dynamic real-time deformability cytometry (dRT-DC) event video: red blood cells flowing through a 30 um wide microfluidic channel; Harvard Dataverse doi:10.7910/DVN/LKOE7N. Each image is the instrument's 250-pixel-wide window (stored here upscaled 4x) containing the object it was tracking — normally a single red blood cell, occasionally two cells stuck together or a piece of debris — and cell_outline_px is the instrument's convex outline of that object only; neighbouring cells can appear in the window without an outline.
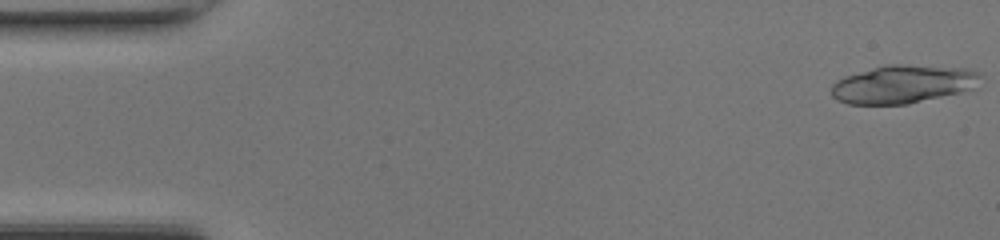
{"species": "common noctule bat (a hibernating species)", "species_latin": "Nyctalus noctula", "temperature_condition": "room temperature", "stored_images_in_passage": 16, "camera_frame_rate_fps": 3000, "um_per_image_px": 0.085, "animal": {"sex": "female", "body_mass_g": 17.0, "forearm_length_mm": 48.0}, "frame": {"image": 1, "passage_image": 1, "time_ms": 0.0, "image_size_px": [1000, 240], "cell_outline_px": [[984, 76], [972, 88], [960, 92], [908, 104], [848, 104], [836, 100], [832, 96], [832, 84], [836, 80], [844, 76], [884, 64], [900, 64], [968, 68], [980, 72]], "centroid_in_image_um": [76.75, 7.14], "position_along_channel_um": 8.3, "area_um2": 33.35}}